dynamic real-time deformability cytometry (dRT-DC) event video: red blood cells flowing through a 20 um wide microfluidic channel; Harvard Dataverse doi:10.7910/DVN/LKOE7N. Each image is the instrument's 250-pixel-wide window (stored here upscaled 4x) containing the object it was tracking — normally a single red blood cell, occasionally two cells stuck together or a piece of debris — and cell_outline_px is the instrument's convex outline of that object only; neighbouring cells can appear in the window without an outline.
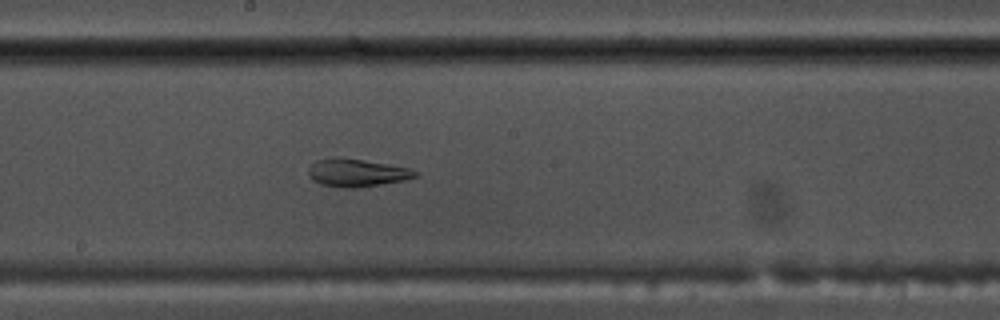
{"species": "common noctule bat (a hibernating species)", "species_latin": "Nyctalus noctula", "temperature_condition": "warm", "stored_images_in_passage": 45, "camera_frame_rate_fps": 3000, "um_per_image_px": 0.085, "animal": {"sex": "male", "body_mass_g": 17.5, "forearm_length_mm": 52.3}, "frame": {"image": 1, "passage_image": 21, "time_ms": 6.667, "image_size_px": [1000, 320], "cell_outline_px": [[420, 172], [416, 176], [404, 180], [380, 184], [352, 188], [348, 188], [320, 184], [312, 180], [308, 176], [308, 168], [316, 160], [336, 156], [340, 156], [388, 164], [408, 168]], "centroid_in_image_um": [30.28, 14.66], "position_along_channel_um": 217.9, "area_um2": 17.34}}
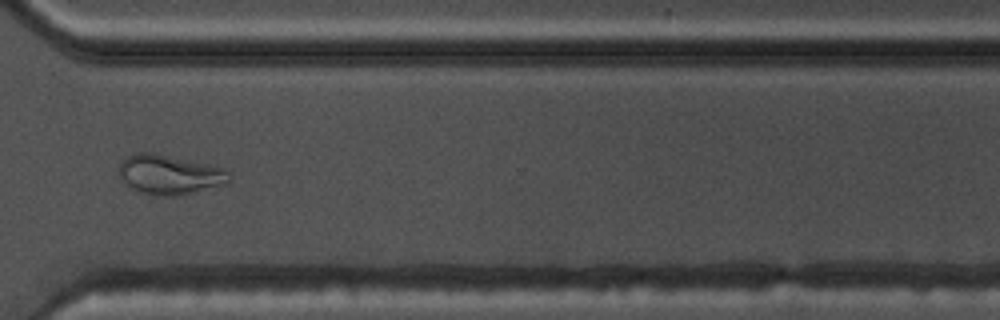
{"frame": {"image": 2, "passage_image": 32, "time_ms": 10.333, "image_size_px": [1000, 320], "cell_outline_px": [[232, 180], [228, 184], [180, 196], [164, 196], [136, 192], [124, 184], [120, 176], [120, 160], [136, 152], [152, 152], [208, 164], [224, 168], [232, 176]], "centroid_in_image_um": [14.43, 14.86], "position_along_channel_um": 356.2, "area_um2": 25.89}}
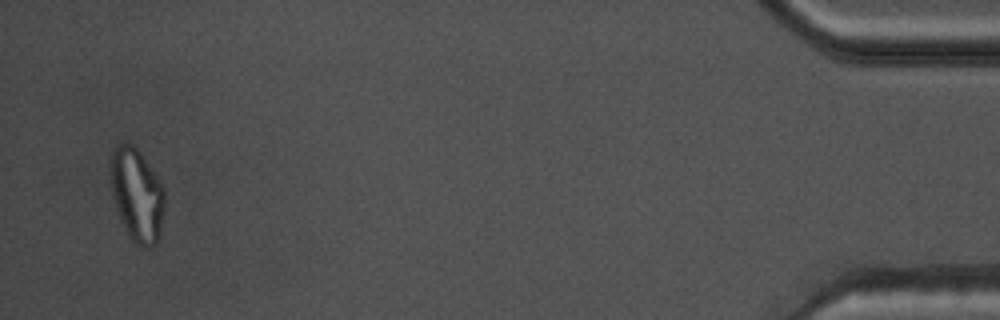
{"frame": {"image": 3, "passage_image": 44, "time_ms": 14.333, "image_size_px": [1000, 320], "cell_outline_px": [[164, 204], [160, 236], [156, 244], [152, 248], [140, 248], [128, 236], [120, 220], [112, 196], [108, 172], [108, 156], [116, 144], [132, 144], [140, 152], [164, 188]], "centroid_in_image_um": [11.58, 16.57], "position_along_channel_um": 423.6, "area_um2": 30.06}, "authors_computed_cell_mechanics": {"area_um2": 21.6172, "velocity_mm_per_s": 3.7675, "shape_relaxation_time_tau1_ms": null, "shape_relaxation_time_tau2_ms": 1.9638, "deformation_change_tau1": null, "deformation_change_tau2": 0.0628}}